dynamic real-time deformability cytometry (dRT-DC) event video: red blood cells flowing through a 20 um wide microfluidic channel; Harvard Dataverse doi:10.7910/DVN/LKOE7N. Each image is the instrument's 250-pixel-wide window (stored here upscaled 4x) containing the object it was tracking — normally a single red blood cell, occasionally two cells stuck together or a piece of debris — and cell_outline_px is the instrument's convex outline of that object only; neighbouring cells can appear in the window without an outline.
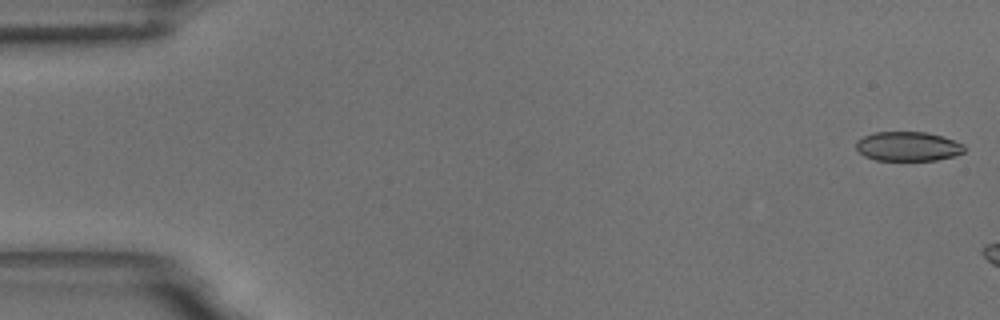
{"species": "common noctule bat (a hibernating species)", "species_latin": "Nyctalus noctula", "temperature_condition": "room temperature", "stored_images_in_passage": 6, "camera_frame_rate_fps": 3000, "um_per_image_px": 0.085, "animal": {"sex": "male", "body_mass_g": 18.8}, "frame": {"image": 1, "passage_image": 1, "time_ms": 0.0, "image_size_px": [1000, 320], "cell_outline_px": [[964, 152], [952, 156], [936, 160], [876, 160], [864, 156], [856, 148], [856, 140], [864, 136], [876, 132], [924, 132], [940, 136], [964, 144]], "centroid_in_image_um": [77.14, 12.44], "position_along_channel_um": 7.9, "area_um2": 18.32}}